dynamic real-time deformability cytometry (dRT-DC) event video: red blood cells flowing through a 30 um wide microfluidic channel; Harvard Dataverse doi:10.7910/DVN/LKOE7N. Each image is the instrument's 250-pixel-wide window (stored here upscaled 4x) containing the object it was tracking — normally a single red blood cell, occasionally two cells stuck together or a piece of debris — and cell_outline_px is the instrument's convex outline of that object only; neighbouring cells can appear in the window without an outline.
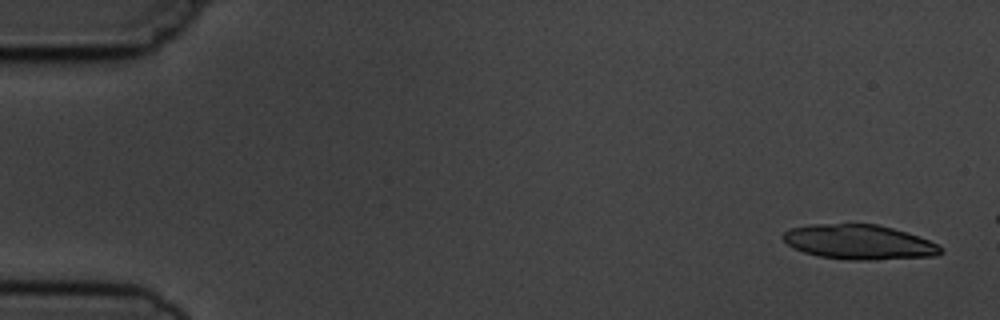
{"species": "common noctule bat (a hibernating species)", "species_latin": "Nyctalus noctula", "temperature_condition": "cold", "stored_images_in_passage": 5, "camera_frame_rate_fps": 3000, "um_per_image_px": 0.085, "animal": {"sex": "male", "body_mass_g": 19.5, "forearm_length_mm": 54.6}, "frame": {"image": 1, "passage_image": 1, "time_ms": 0.0, "image_size_px": [1000, 320], "cell_outline_px": [[944, 252], [936, 256], [876, 260], [848, 260], [820, 256], [804, 252], [788, 244], [784, 240], [784, 232], [792, 228], [812, 224], [876, 224], [908, 232], [940, 244], [944, 248]], "centroid_in_image_um": [73.12, 20.58], "position_along_channel_um": 11.9, "area_um2": 31.96}}